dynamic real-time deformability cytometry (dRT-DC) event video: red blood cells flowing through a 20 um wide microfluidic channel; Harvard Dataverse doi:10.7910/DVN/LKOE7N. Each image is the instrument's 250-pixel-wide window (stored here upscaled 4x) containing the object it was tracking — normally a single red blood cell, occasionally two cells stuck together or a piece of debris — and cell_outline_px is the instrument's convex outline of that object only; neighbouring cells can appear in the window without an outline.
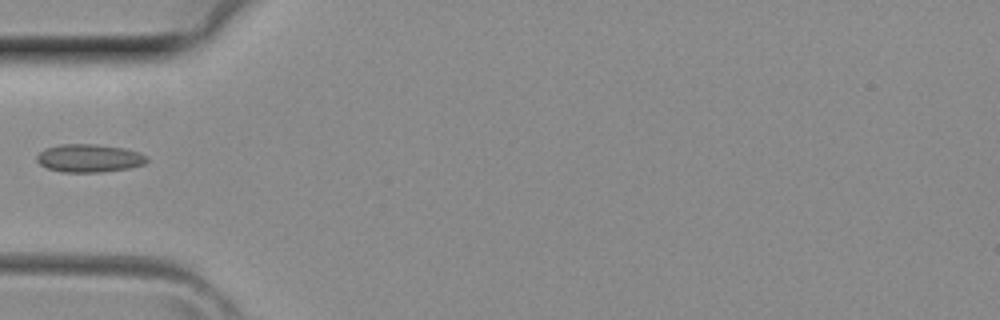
{"species": "common noctule bat (a hibernating species)", "species_latin": "Nyctalus noctula", "temperature_condition": "room temperature", "stored_images_in_passage": 5, "camera_frame_rate_fps": 3000, "um_per_image_px": 0.085, "animal": {"sex": "female", "body_mass_g": 29.2, "forearm_length_mm": 56.3}, "frame": {"image": 1, "passage_image": 5, "time_ms": 1.333, "image_size_px": [1000, 320], "cell_outline_px": [[148, 160], [144, 164], [128, 168], [100, 172], [64, 172], [48, 168], [40, 164], [36, 160], [36, 156], [44, 148], [60, 144], [96, 144], [124, 148], [140, 152], [148, 156]], "centroid_in_image_um": [7.59, 13.43], "position_along_channel_um": 77.4, "area_um2": 18.03}}